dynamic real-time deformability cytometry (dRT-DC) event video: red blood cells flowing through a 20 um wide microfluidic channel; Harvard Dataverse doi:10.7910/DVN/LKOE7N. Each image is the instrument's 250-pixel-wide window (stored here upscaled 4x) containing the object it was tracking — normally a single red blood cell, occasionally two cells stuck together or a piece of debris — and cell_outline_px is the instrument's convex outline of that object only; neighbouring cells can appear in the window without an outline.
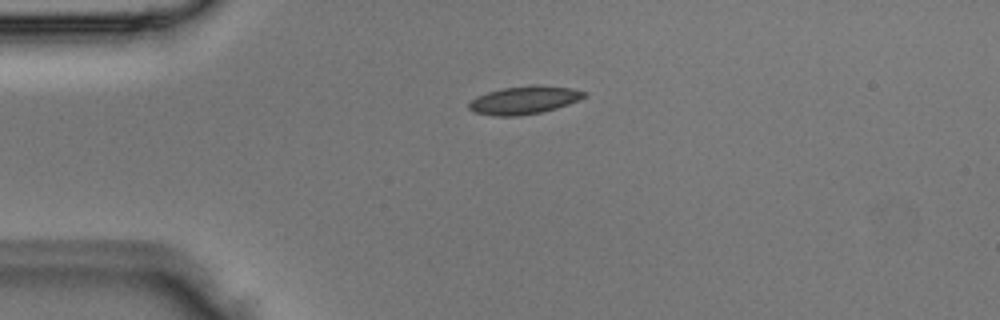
{"species": "Egyptian fruit bat (a non-hibernating species)", "species_latin": "Rousettus aegyptiacus", "temperature_condition": "room temperature", "stored_images_in_passage": 2, "camera_frame_rate_fps": 3000, "um_per_image_px": 0.085, "animal": {"sex": "male"}, "frame": {"image": 1, "passage_image": 1, "time_ms": 0.0, "image_size_px": [1000, 320], "cell_outline_px": [[584, 96], [568, 104], [556, 108], [540, 112], [516, 116], [492, 116], [476, 112], [468, 108], [468, 104], [476, 96], [488, 92], [504, 88], [572, 88], [584, 92]], "centroid_in_image_um": [44.44, 8.57], "position_along_channel_um": 40.6, "area_um2": 17.51}}
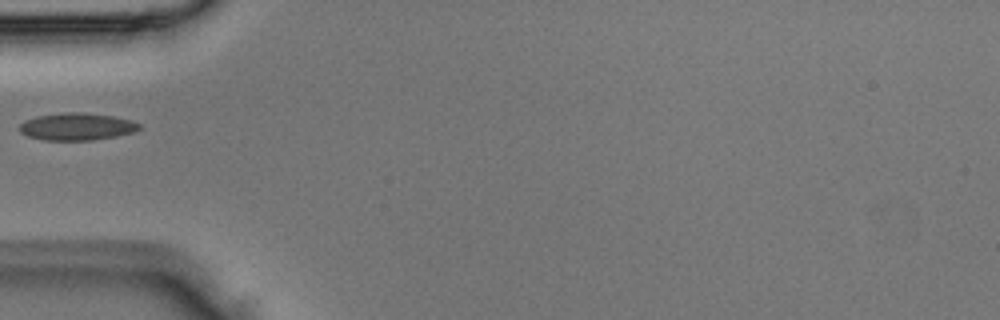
{"frame": {"image": 2, "passage_image": 2, "time_ms": 0.333, "image_size_px": [1000, 320], "cell_outline_px": [[140, 128], [136, 132], [116, 136], [92, 140], [44, 140], [28, 136], [20, 132], [20, 124], [24, 120], [36, 116], [64, 112], [84, 112], [112, 116], [132, 120], [140, 124]], "centroid_in_image_um": [6.54, 10.75], "position_along_channel_um": 78.5, "area_um2": 19.13}}